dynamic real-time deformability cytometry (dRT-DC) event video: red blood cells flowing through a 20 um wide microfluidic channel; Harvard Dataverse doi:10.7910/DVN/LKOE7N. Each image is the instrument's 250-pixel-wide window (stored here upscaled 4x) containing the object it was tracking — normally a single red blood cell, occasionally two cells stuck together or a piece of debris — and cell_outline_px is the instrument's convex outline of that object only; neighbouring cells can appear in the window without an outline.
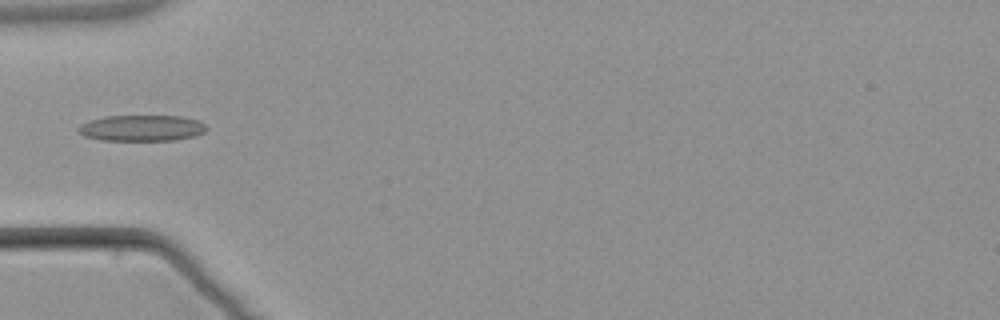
{"species": "common noctule bat (a hibernating species)", "species_latin": "Nyctalus noctula", "temperature_condition": "warm", "stored_images_in_passage": 5, "camera_frame_rate_fps": 3000, "um_per_image_px": 0.085, "animal": {"sex": "male", "body_mass_g": 21.5, "forearm_length_mm": 52.0}, "frame": {"image": 1, "passage_image": 4, "time_ms": 3.667, "image_size_px": [1000, 320], "cell_outline_px": [[208, 128], [204, 132], [196, 136], [176, 140], [100, 140], [84, 136], [76, 132], [76, 128], [80, 124], [88, 120], [104, 116], [180, 116], [200, 120]], "centroid_in_image_um": [12.02, 10.88], "position_along_channel_um": 73.0, "area_um2": 19.77}}
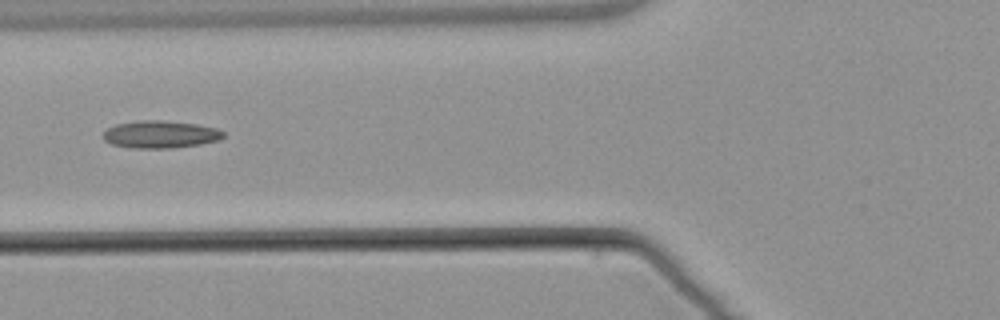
{"frame": {"image": 2, "passage_image": 5, "time_ms": 4.667, "image_size_px": [1000, 320], "cell_outline_px": [[224, 136], [220, 140], [200, 144], [172, 148], [132, 148], [112, 144], [104, 140], [104, 132], [108, 128], [116, 124], [136, 120], [164, 120], [196, 124], [216, 128], [224, 132]], "centroid_in_image_um": [13.64, 11.42], "position_along_channel_um": 112.2, "area_um2": 19.25}}